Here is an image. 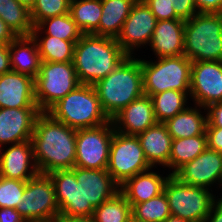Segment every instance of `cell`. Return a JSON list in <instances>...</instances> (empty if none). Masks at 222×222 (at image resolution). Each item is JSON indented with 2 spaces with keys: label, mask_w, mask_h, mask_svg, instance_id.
<instances>
[{
  "label": "cell",
  "mask_w": 222,
  "mask_h": 222,
  "mask_svg": "<svg viewBox=\"0 0 222 222\" xmlns=\"http://www.w3.org/2000/svg\"><path fill=\"white\" fill-rule=\"evenodd\" d=\"M48 175L54 184L59 212L70 216H91L96 207L120 191V185L106 169L74 166Z\"/></svg>",
  "instance_id": "1"
},
{
  "label": "cell",
  "mask_w": 222,
  "mask_h": 222,
  "mask_svg": "<svg viewBox=\"0 0 222 222\" xmlns=\"http://www.w3.org/2000/svg\"><path fill=\"white\" fill-rule=\"evenodd\" d=\"M77 129L42 112L35 123L31 142L34 159L41 174L72 169L76 161Z\"/></svg>",
  "instance_id": "2"
},
{
  "label": "cell",
  "mask_w": 222,
  "mask_h": 222,
  "mask_svg": "<svg viewBox=\"0 0 222 222\" xmlns=\"http://www.w3.org/2000/svg\"><path fill=\"white\" fill-rule=\"evenodd\" d=\"M127 56L116 38L83 34L75 43L72 62L79 83L94 85L112 72Z\"/></svg>",
  "instance_id": "3"
},
{
  "label": "cell",
  "mask_w": 222,
  "mask_h": 222,
  "mask_svg": "<svg viewBox=\"0 0 222 222\" xmlns=\"http://www.w3.org/2000/svg\"><path fill=\"white\" fill-rule=\"evenodd\" d=\"M93 87L103 111L111 119L122 108L144 94L141 59L127 56Z\"/></svg>",
  "instance_id": "4"
},
{
  "label": "cell",
  "mask_w": 222,
  "mask_h": 222,
  "mask_svg": "<svg viewBox=\"0 0 222 222\" xmlns=\"http://www.w3.org/2000/svg\"><path fill=\"white\" fill-rule=\"evenodd\" d=\"M46 113L74 129L97 127L111 121L103 111L93 85L86 84H79Z\"/></svg>",
  "instance_id": "5"
},
{
  "label": "cell",
  "mask_w": 222,
  "mask_h": 222,
  "mask_svg": "<svg viewBox=\"0 0 222 222\" xmlns=\"http://www.w3.org/2000/svg\"><path fill=\"white\" fill-rule=\"evenodd\" d=\"M184 55L192 62L222 61L221 13H196L185 20Z\"/></svg>",
  "instance_id": "6"
},
{
  "label": "cell",
  "mask_w": 222,
  "mask_h": 222,
  "mask_svg": "<svg viewBox=\"0 0 222 222\" xmlns=\"http://www.w3.org/2000/svg\"><path fill=\"white\" fill-rule=\"evenodd\" d=\"M192 61L185 55L141 60L143 92L148 96L167 90L190 92Z\"/></svg>",
  "instance_id": "7"
},
{
  "label": "cell",
  "mask_w": 222,
  "mask_h": 222,
  "mask_svg": "<svg viewBox=\"0 0 222 222\" xmlns=\"http://www.w3.org/2000/svg\"><path fill=\"white\" fill-rule=\"evenodd\" d=\"M209 189L180 182L169 174L163 191L168 199L171 215L188 222H204L215 200Z\"/></svg>",
  "instance_id": "8"
},
{
  "label": "cell",
  "mask_w": 222,
  "mask_h": 222,
  "mask_svg": "<svg viewBox=\"0 0 222 222\" xmlns=\"http://www.w3.org/2000/svg\"><path fill=\"white\" fill-rule=\"evenodd\" d=\"M79 84L73 62H41L35 78L36 104L46 112Z\"/></svg>",
  "instance_id": "9"
},
{
  "label": "cell",
  "mask_w": 222,
  "mask_h": 222,
  "mask_svg": "<svg viewBox=\"0 0 222 222\" xmlns=\"http://www.w3.org/2000/svg\"><path fill=\"white\" fill-rule=\"evenodd\" d=\"M151 168L139 138L114 131L106 169L113 179L122 185L128 178Z\"/></svg>",
  "instance_id": "10"
},
{
  "label": "cell",
  "mask_w": 222,
  "mask_h": 222,
  "mask_svg": "<svg viewBox=\"0 0 222 222\" xmlns=\"http://www.w3.org/2000/svg\"><path fill=\"white\" fill-rule=\"evenodd\" d=\"M16 210L26 222H51L60 213L54 184L48 174L39 173L26 181L22 202Z\"/></svg>",
  "instance_id": "11"
},
{
  "label": "cell",
  "mask_w": 222,
  "mask_h": 222,
  "mask_svg": "<svg viewBox=\"0 0 222 222\" xmlns=\"http://www.w3.org/2000/svg\"><path fill=\"white\" fill-rule=\"evenodd\" d=\"M114 131L112 121L97 127L77 129L74 166L107 169Z\"/></svg>",
  "instance_id": "12"
},
{
  "label": "cell",
  "mask_w": 222,
  "mask_h": 222,
  "mask_svg": "<svg viewBox=\"0 0 222 222\" xmlns=\"http://www.w3.org/2000/svg\"><path fill=\"white\" fill-rule=\"evenodd\" d=\"M189 95L205 109L222 101V61L192 62Z\"/></svg>",
  "instance_id": "13"
},
{
  "label": "cell",
  "mask_w": 222,
  "mask_h": 222,
  "mask_svg": "<svg viewBox=\"0 0 222 222\" xmlns=\"http://www.w3.org/2000/svg\"><path fill=\"white\" fill-rule=\"evenodd\" d=\"M157 19L144 0H137L125 20L117 43L122 50L131 56L133 50L141 45L150 43L155 30Z\"/></svg>",
  "instance_id": "14"
},
{
  "label": "cell",
  "mask_w": 222,
  "mask_h": 222,
  "mask_svg": "<svg viewBox=\"0 0 222 222\" xmlns=\"http://www.w3.org/2000/svg\"><path fill=\"white\" fill-rule=\"evenodd\" d=\"M180 182L209 189L222 182V153L208 147L195 159L180 167L174 174Z\"/></svg>",
  "instance_id": "15"
},
{
  "label": "cell",
  "mask_w": 222,
  "mask_h": 222,
  "mask_svg": "<svg viewBox=\"0 0 222 222\" xmlns=\"http://www.w3.org/2000/svg\"><path fill=\"white\" fill-rule=\"evenodd\" d=\"M41 113L39 108H0V149L4 144L31 140Z\"/></svg>",
  "instance_id": "16"
},
{
  "label": "cell",
  "mask_w": 222,
  "mask_h": 222,
  "mask_svg": "<svg viewBox=\"0 0 222 222\" xmlns=\"http://www.w3.org/2000/svg\"><path fill=\"white\" fill-rule=\"evenodd\" d=\"M111 121L114 130L125 135L137 136L149 127L154 126L157 121L151 97L143 94L122 108L111 118Z\"/></svg>",
  "instance_id": "17"
},
{
  "label": "cell",
  "mask_w": 222,
  "mask_h": 222,
  "mask_svg": "<svg viewBox=\"0 0 222 222\" xmlns=\"http://www.w3.org/2000/svg\"><path fill=\"white\" fill-rule=\"evenodd\" d=\"M0 108H39L35 79L14 71L0 75Z\"/></svg>",
  "instance_id": "18"
},
{
  "label": "cell",
  "mask_w": 222,
  "mask_h": 222,
  "mask_svg": "<svg viewBox=\"0 0 222 222\" xmlns=\"http://www.w3.org/2000/svg\"><path fill=\"white\" fill-rule=\"evenodd\" d=\"M1 151L2 148L0 167L5 178L28 181L40 173L35 163L31 140L13 144L5 152Z\"/></svg>",
  "instance_id": "19"
},
{
  "label": "cell",
  "mask_w": 222,
  "mask_h": 222,
  "mask_svg": "<svg viewBox=\"0 0 222 222\" xmlns=\"http://www.w3.org/2000/svg\"><path fill=\"white\" fill-rule=\"evenodd\" d=\"M184 26L183 19L157 21L149 43L157 58L184 55Z\"/></svg>",
  "instance_id": "20"
},
{
  "label": "cell",
  "mask_w": 222,
  "mask_h": 222,
  "mask_svg": "<svg viewBox=\"0 0 222 222\" xmlns=\"http://www.w3.org/2000/svg\"><path fill=\"white\" fill-rule=\"evenodd\" d=\"M137 137L141 143L144 155L152 167L155 164L169 167L173 139L164 123L157 122L154 126L139 133Z\"/></svg>",
  "instance_id": "21"
},
{
  "label": "cell",
  "mask_w": 222,
  "mask_h": 222,
  "mask_svg": "<svg viewBox=\"0 0 222 222\" xmlns=\"http://www.w3.org/2000/svg\"><path fill=\"white\" fill-rule=\"evenodd\" d=\"M144 171L128 178L120 185V192L126 197L131 207L158 196L168 177H162L155 172Z\"/></svg>",
  "instance_id": "22"
},
{
  "label": "cell",
  "mask_w": 222,
  "mask_h": 222,
  "mask_svg": "<svg viewBox=\"0 0 222 222\" xmlns=\"http://www.w3.org/2000/svg\"><path fill=\"white\" fill-rule=\"evenodd\" d=\"M12 71L36 78L41 66V57L32 36H18L9 44Z\"/></svg>",
  "instance_id": "23"
},
{
  "label": "cell",
  "mask_w": 222,
  "mask_h": 222,
  "mask_svg": "<svg viewBox=\"0 0 222 222\" xmlns=\"http://www.w3.org/2000/svg\"><path fill=\"white\" fill-rule=\"evenodd\" d=\"M137 0H101L102 14L99 27L92 33L117 38Z\"/></svg>",
  "instance_id": "24"
},
{
  "label": "cell",
  "mask_w": 222,
  "mask_h": 222,
  "mask_svg": "<svg viewBox=\"0 0 222 222\" xmlns=\"http://www.w3.org/2000/svg\"><path fill=\"white\" fill-rule=\"evenodd\" d=\"M200 109L187 108L168 119L164 124L172 139L202 135L206 132L207 115H201Z\"/></svg>",
  "instance_id": "25"
},
{
  "label": "cell",
  "mask_w": 222,
  "mask_h": 222,
  "mask_svg": "<svg viewBox=\"0 0 222 222\" xmlns=\"http://www.w3.org/2000/svg\"><path fill=\"white\" fill-rule=\"evenodd\" d=\"M208 147L206 132L193 137L173 139L171 154L169 157V168L174 169L173 175L180 167L192 161Z\"/></svg>",
  "instance_id": "26"
},
{
  "label": "cell",
  "mask_w": 222,
  "mask_h": 222,
  "mask_svg": "<svg viewBox=\"0 0 222 222\" xmlns=\"http://www.w3.org/2000/svg\"><path fill=\"white\" fill-rule=\"evenodd\" d=\"M38 34V32H32L31 36L37 43L42 62L73 61L74 48L77 41H65L49 35L40 40Z\"/></svg>",
  "instance_id": "27"
},
{
  "label": "cell",
  "mask_w": 222,
  "mask_h": 222,
  "mask_svg": "<svg viewBox=\"0 0 222 222\" xmlns=\"http://www.w3.org/2000/svg\"><path fill=\"white\" fill-rule=\"evenodd\" d=\"M69 13L84 34H92L99 27L101 0H70Z\"/></svg>",
  "instance_id": "28"
},
{
  "label": "cell",
  "mask_w": 222,
  "mask_h": 222,
  "mask_svg": "<svg viewBox=\"0 0 222 222\" xmlns=\"http://www.w3.org/2000/svg\"><path fill=\"white\" fill-rule=\"evenodd\" d=\"M190 92L167 90L151 96L155 119L158 123H164L176 114L184 111L187 107Z\"/></svg>",
  "instance_id": "29"
},
{
  "label": "cell",
  "mask_w": 222,
  "mask_h": 222,
  "mask_svg": "<svg viewBox=\"0 0 222 222\" xmlns=\"http://www.w3.org/2000/svg\"><path fill=\"white\" fill-rule=\"evenodd\" d=\"M0 18L17 36H31L30 10L16 0H0Z\"/></svg>",
  "instance_id": "30"
},
{
  "label": "cell",
  "mask_w": 222,
  "mask_h": 222,
  "mask_svg": "<svg viewBox=\"0 0 222 222\" xmlns=\"http://www.w3.org/2000/svg\"><path fill=\"white\" fill-rule=\"evenodd\" d=\"M47 25L48 27L44 31L46 35L65 41H78L84 34L72 19L70 13L44 19L36 27H33L32 32H42V29H45Z\"/></svg>",
  "instance_id": "31"
},
{
  "label": "cell",
  "mask_w": 222,
  "mask_h": 222,
  "mask_svg": "<svg viewBox=\"0 0 222 222\" xmlns=\"http://www.w3.org/2000/svg\"><path fill=\"white\" fill-rule=\"evenodd\" d=\"M131 215V205L119 191L111 199L94 209L95 222H126Z\"/></svg>",
  "instance_id": "32"
},
{
  "label": "cell",
  "mask_w": 222,
  "mask_h": 222,
  "mask_svg": "<svg viewBox=\"0 0 222 222\" xmlns=\"http://www.w3.org/2000/svg\"><path fill=\"white\" fill-rule=\"evenodd\" d=\"M131 213L145 222H163L171 215L164 191L148 201L134 204L131 207Z\"/></svg>",
  "instance_id": "33"
},
{
  "label": "cell",
  "mask_w": 222,
  "mask_h": 222,
  "mask_svg": "<svg viewBox=\"0 0 222 222\" xmlns=\"http://www.w3.org/2000/svg\"><path fill=\"white\" fill-rule=\"evenodd\" d=\"M70 0H36L30 10L33 27L44 19L69 13Z\"/></svg>",
  "instance_id": "34"
},
{
  "label": "cell",
  "mask_w": 222,
  "mask_h": 222,
  "mask_svg": "<svg viewBox=\"0 0 222 222\" xmlns=\"http://www.w3.org/2000/svg\"><path fill=\"white\" fill-rule=\"evenodd\" d=\"M26 181L5 178L0 183V208H14L22 202Z\"/></svg>",
  "instance_id": "35"
},
{
  "label": "cell",
  "mask_w": 222,
  "mask_h": 222,
  "mask_svg": "<svg viewBox=\"0 0 222 222\" xmlns=\"http://www.w3.org/2000/svg\"><path fill=\"white\" fill-rule=\"evenodd\" d=\"M150 7L151 12L156 17L157 21L180 19L174 12L170 0H144Z\"/></svg>",
  "instance_id": "36"
},
{
  "label": "cell",
  "mask_w": 222,
  "mask_h": 222,
  "mask_svg": "<svg viewBox=\"0 0 222 222\" xmlns=\"http://www.w3.org/2000/svg\"><path fill=\"white\" fill-rule=\"evenodd\" d=\"M175 14L183 20L191 19L196 13L195 0H170Z\"/></svg>",
  "instance_id": "37"
},
{
  "label": "cell",
  "mask_w": 222,
  "mask_h": 222,
  "mask_svg": "<svg viewBox=\"0 0 222 222\" xmlns=\"http://www.w3.org/2000/svg\"><path fill=\"white\" fill-rule=\"evenodd\" d=\"M204 110H208L206 127L222 128V101L214 103Z\"/></svg>",
  "instance_id": "38"
},
{
  "label": "cell",
  "mask_w": 222,
  "mask_h": 222,
  "mask_svg": "<svg viewBox=\"0 0 222 222\" xmlns=\"http://www.w3.org/2000/svg\"><path fill=\"white\" fill-rule=\"evenodd\" d=\"M208 148L222 153V128L206 127Z\"/></svg>",
  "instance_id": "39"
},
{
  "label": "cell",
  "mask_w": 222,
  "mask_h": 222,
  "mask_svg": "<svg viewBox=\"0 0 222 222\" xmlns=\"http://www.w3.org/2000/svg\"><path fill=\"white\" fill-rule=\"evenodd\" d=\"M199 13H221L222 0H195Z\"/></svg>",
  "instance_id": "40"
},
{
  "label": "cell",
  "mask_w": 222,
  "mask_h": 222,
  "mask_svg": "<svg viewBox=\"0 0 222 222\" xmlns=\"http://www.w3.org/2000/svg\"><path fill=\"white\" fill-rule=\"evenodd\" d=\"M12 71L9 44L0 45V75Z\"/></svg>",
  "instance_id": "41"
},
{
  "label": "cell",
  "mask_w": 222,
  "mask_h": 222,
  "mask_svg": "<svg viewBox=\"0 0 222 222\" xmlns=\"http://www.w3.org/2000/svg\"><path fill=\"white\" fill-rule=\"evenodd\" d=\"M0 222H26L14 208H0Z\"/></svg>",
  "instance_id": "42"
},
{
  "label": "cell",
  "mask_w": 222,
  "mask_h": 222,
  "mask_svg": "<svg viewBox=\"0 0 222 222\" xmlns=\"http://www.w3.org/2000/svg\"><path fill=\"white\" fill-rule=\"evenodd\" d=\"M17 37L12 29L0 18V45L10 44Z\"/></svg>",
  "instance_id": "43"
},
{
  "label": "cell",
  "mask_w": 222,
  "mask_h": 222,
  "mask_svg": "<svg viewBox=\"0 0 222 222\" xmlns=\"http://www.w3.org/2000/svg\"><path fill=\"white\" fill-rule=\"evenodd\" d=\"M51 222H95L93 215L91 216H70L59 213Z\"/></svg>",
  "instance_id": "44"
},
{
  "label": "cell",
  "mask_w": 222,
  "mask_h": 222,
  "mask_svg": "<svg viewBox=\"0 0 222 222\" xmlns=\"http://www.w3.org/2000/svg\"><path fill=\"white\" fill-rule=\"evenodd\" d=\"M204 222H222V202L214 200Z\"/></svg>",
  "instance_id": "45"
},
{
  "label": "cell",
  "mask_w": 222,
  "mask_h": 222,
  "mask_svg": "<svg viewBox=\"0 0 222 222\" xmlns=\"http://www.w3.org/2000/svg\"><path fill=\"white\" fill-rule=\"evenodd\" d=\"M16 1L21 3L28 10H31L36 2V0H16Z\"/></svg>",
  "instance_id": "46"
},
{
  "label": "cell",
  "mask_w": 222,
  "mask_h": 222,
  "mask_svg": "<svg viewBox=\"0 0 222 222\" xmlns=\"http://www.w3.org/2000/svg\"><path fill=\"white\" fill-rule=\"evenodd\" d=\"M163 222H188L187 220H184L178 216L170 215L168 218H166Z\"/></svg>",
  "instance_id": "47"
},
{
  "label": "cell",
  "mask_w": 222,
  "mask_h": 222,
  "mask_svg": "<svg viewBox=\"0 0 222 222\" xmlns=\"http://www.w3.org/2000/svg\"><path fill=\"white\" fill-rule=\"evenodd\" d=\"M126 222H145L137 217H135L132 213L131 215L127 218Z\"/></svg>",
  "instance_id": "48"
},
{
  "label": "cell",
  "mask_w": 222,
  "mask_h": 222,
  "mask_svg": "<svg viewBox=\"0 0 222 222\" xmlns=\"http://www.w3.org/2000/svg\"><path fill=\"white\" fill-rule=\"evenodd\" d=\"M4 175L2 173L1 167H0V183L3 181Z\"/></svg>",
  "instance_id": "49"
},
{
  "label": "cell",
  "mask_w": 222,
  "mask_h": 222,
  "mask_svg": "<svg viewBox=\"0 0 222 222\" xmlns=\"http://www.w3.org/2000/svg\"><path fill=\"white\" fill-rule=\"evenodd\" d=\"M221 184H222V182H221ZM219 202H222V197L221 198H218L217 199Z\"/></svg>",
  "instance_id": "50"
}]
</instances>
